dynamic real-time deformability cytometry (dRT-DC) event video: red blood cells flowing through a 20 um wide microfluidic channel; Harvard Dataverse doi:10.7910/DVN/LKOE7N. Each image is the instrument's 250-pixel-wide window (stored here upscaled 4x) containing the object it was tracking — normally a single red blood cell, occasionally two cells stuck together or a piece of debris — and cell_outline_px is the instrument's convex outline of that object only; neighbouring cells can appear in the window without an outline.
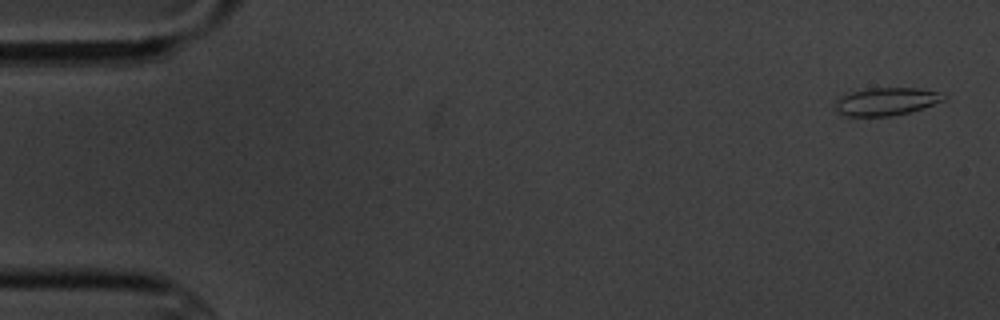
{"species": "common noctule bat (a hibernating species)", "species_latin": "Nyctalus noctula", "temperature_condition": "cold", "stored_images_in_passage": 6, "camera_frame_rate_fps": 3000, "um_per_image_px": 0.085, "animal": {"sex": "male", "body_mass_g": 20.1, "forearm_length_mm": 53.5}, "frame": {"image": 1, "passage_image": 1, "time_ms": 0.0, "image_size_px": [1000, 320], "cell_outline_px": [[948, 96], [944, 100], [924, 108], [912, 112], [892, 116], [848, 116], [840, 112], [836, 108], [836, 100], [840, 96], [852, 92], [872, 88], [920, 88], [936, 92]], "centroid_in_image_um": [75.38, 8.63], "position_along_channel_um": 9.6, "area_um2": 17.46}}
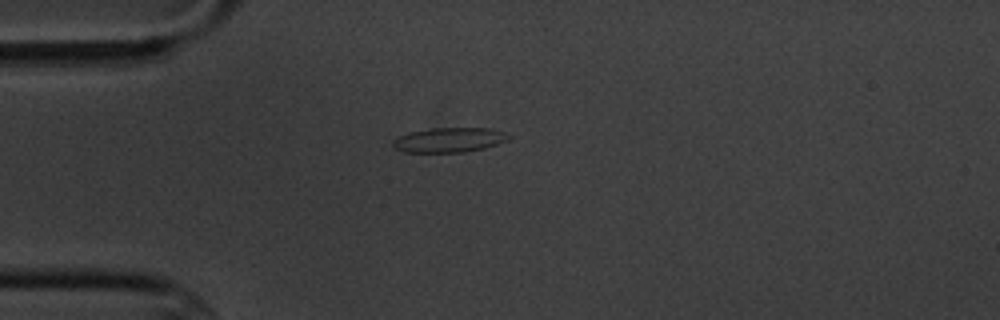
{"frame": {"image": 2, "passage_image": 5, "time_ms": 4.333, "image_size_px": [1000, 320], "cell_outline_px": [[512, 136], [508, 140], [484, 148], [464, 152], [404, 152], [392, 148], [392, 140], [396, 136], [408, 132], [432, 128], [492, 128], [504, 132]], "centroid_in_image_um": [38.13, 11.89], "position_along_channel_um": 46.9, "area_um2": 16.88}}
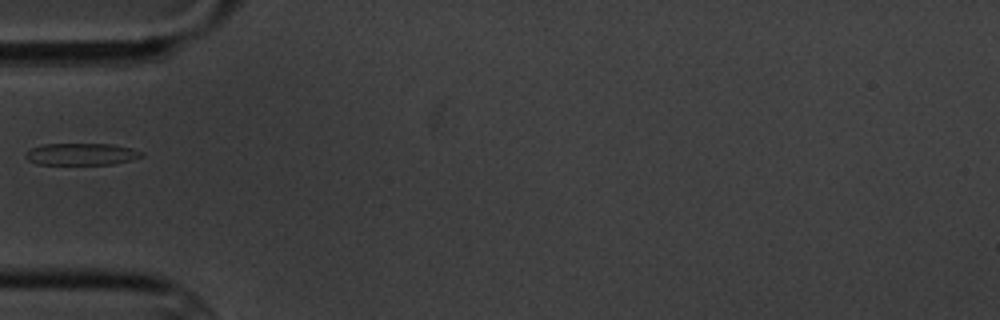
{"frame": {"image": 3, "passage_image": 6, "time_ms": 5.667, "image_size_px": [1000, 320], "cell_outline_px": [[144, 156], [132, 160], [112, 164], [36, 164], [28, 160], [24, 156], [24, 152], [32, 148], [44, 144], [112, 144], [132, 148], [144, 152]], "centroid_in_image_um": [6.93, 13.1], "position_along_channel_um": 78.1, "area_um2": 14.91}}